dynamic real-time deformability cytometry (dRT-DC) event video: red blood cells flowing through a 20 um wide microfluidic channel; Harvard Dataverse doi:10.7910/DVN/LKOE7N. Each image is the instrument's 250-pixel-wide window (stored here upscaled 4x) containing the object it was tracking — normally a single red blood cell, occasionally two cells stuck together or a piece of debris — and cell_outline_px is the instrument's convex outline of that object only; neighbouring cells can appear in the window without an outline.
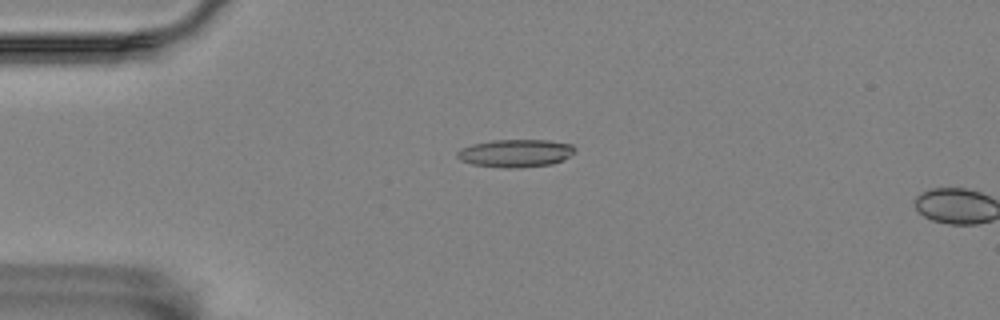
{"species": "Egyptian fruit bat (a non-hibernating species)", "species_latin": "Rousettus aegyptiacus", "temperature_condition": "room temperature", "stored_images_in_passage": 8, "camera_frame_rate_fps": 3000, "um_per_image_px": 0.085, "animal": {"sex": "female"}, "frame": {"image": 1, "passage_image": 7, "time_ms": 2.0, "image_size_px": [1000, 320], "cell_outline_px": [[576, 152], [564, 160], [552, 164], [516, 168], [504, 168], [472, 164], [460, 160], [456, 156], [456, 152], [460, 148], [472, 144], [492, 140], [548, 140], [572, 144], [576, 148]], "centroid_in_image_um": [43.83, 13.02], "position_along_channel_um": 41.2, "area_um2": 19.31}}